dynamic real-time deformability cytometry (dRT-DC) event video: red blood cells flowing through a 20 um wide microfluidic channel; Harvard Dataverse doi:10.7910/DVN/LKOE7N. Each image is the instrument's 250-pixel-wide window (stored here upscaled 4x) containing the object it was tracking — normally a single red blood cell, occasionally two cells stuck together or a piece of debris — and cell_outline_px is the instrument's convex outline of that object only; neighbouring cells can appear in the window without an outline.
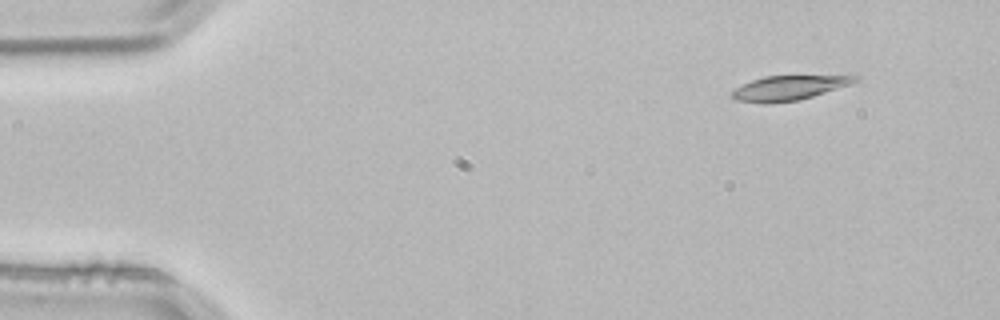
{"species": "common noctule bat (a hibernating species)", "species_latin": "Nyctalus noctula", "temperature_condition": "room temperature", "stored_images_in_passage": 4, "camera_frame_rate_fps": 3000, "um_per_image_px": 0.085, "animal": {"sex": "male", "body_mass_g": 21.5, "forearm_length_mm": 52.0}, "frame": {"image": 1, "passage_image": 4, "time_ms": 1.0, "image_size_px": [1000, 320], "cell_outline_px": [[856, 80], [848, 84], [800, 100], [768, 104], [764, 104], [736, 100], [732, 96], [732, 92], [736, 88], [752, 80], [764, 76], [856, 76]], "centroid_in_image_um": [66.94, 7.49], "position_along_channel_um": 18.1, "area_um2": 17.11}}